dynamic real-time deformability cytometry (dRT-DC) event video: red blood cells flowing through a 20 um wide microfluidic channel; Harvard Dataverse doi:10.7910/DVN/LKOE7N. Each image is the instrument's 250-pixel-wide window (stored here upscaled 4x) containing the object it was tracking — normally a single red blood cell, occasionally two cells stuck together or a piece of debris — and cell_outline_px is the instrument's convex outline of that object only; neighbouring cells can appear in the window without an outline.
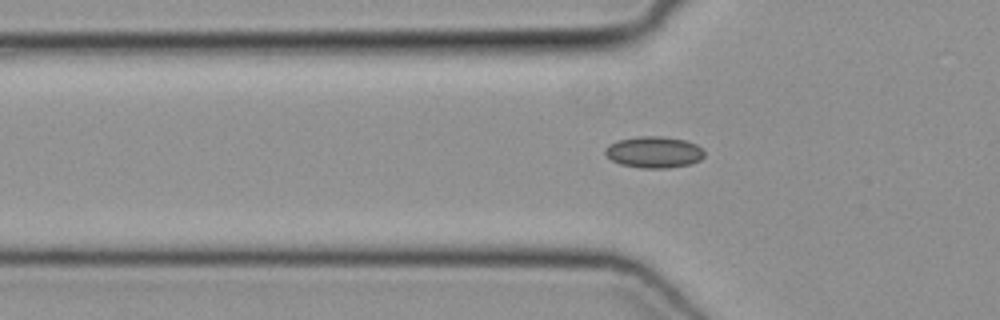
{"species": "common noctule bat (a hibernating species)", "species_latin": "Nyctalus noctula", "temperature_condition": "cold", "stored_images_in_passage": 42, "camera_frame_rate_fps": 3000, "um_per_image_px": 0.085, "animal": {"sex": "female", "body_mass_g": 19.3, "forearm_length_mm": 54.1}, "frame": {"image": 1, "passage_image": 11, "time_ms": 3.333, "image_size_px": [1000, 320], "cell_outline_px": [[704, 156], [700, 160], [692, 164], [668, 168], [640, 168], [620, 164], [612, 160], [604, 152], [604, 148], [608, 144], [616, 140], [640, 136], [660, 136], [684, 140], [696, 144], [704, 152]], "centroid_in_image_um": [55.56, 12.93], "position_along_channel_um": 70.2, "area_um2": 18.26}}
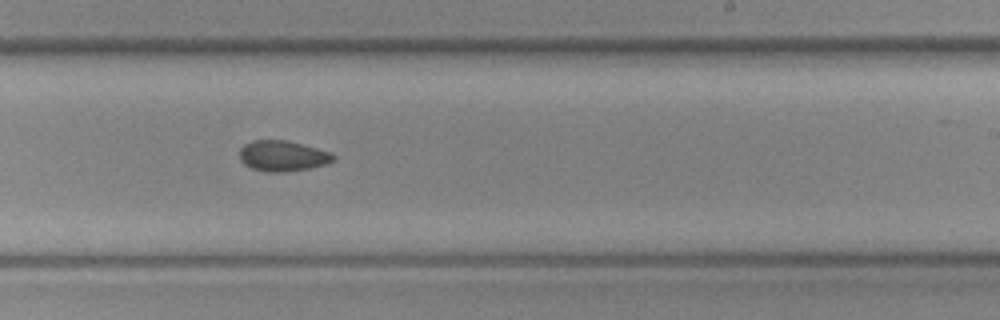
{"frame": {"image": 2, "passage_image": 25, "time_ms": 8.0, "image_size_px": [1000, 320], "cell_outline_px": [[336, 160], [328, 164], [312, 168], [288, 172], [264, 172], [252, 168], [244, 164], [240, 160], [240, 148], [244, 144], [252, 140], [288, 140], [316, 148], [328, 152], [336, 156]], "centroid_in_image_um": [24.04, 13.26], "position_along_channel_um": 265.0, "area_um2": 16.99}}
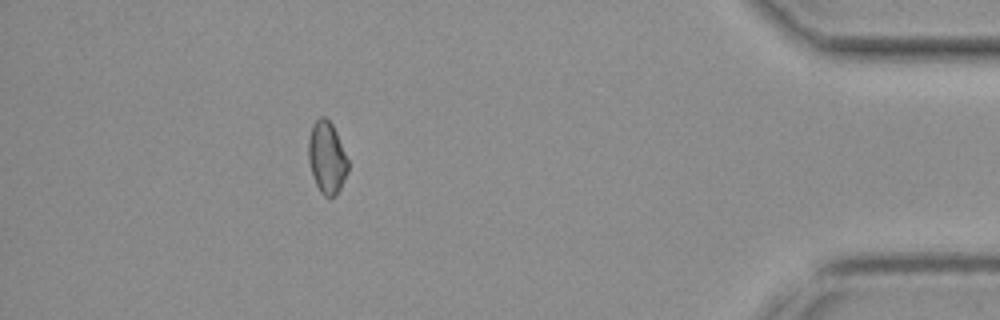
{"frame": {"image": 3, "passage_image": 39, "time_ms": 12.667, "image_size_px": [1000, 320], "cell_outline_px": [[348, 172], [340, 188], [332, 196], [324, 196], [320, 192], [316, 184], [308, 160], [308, 140], [312, 124], [320, 116], [324, 116], [332, 124], [336, 132], [348, 160]], "centroid_in_image_um": [27.77, 13.36], "position_along_channel_um": 407.4, "area_um2": 16.42}}